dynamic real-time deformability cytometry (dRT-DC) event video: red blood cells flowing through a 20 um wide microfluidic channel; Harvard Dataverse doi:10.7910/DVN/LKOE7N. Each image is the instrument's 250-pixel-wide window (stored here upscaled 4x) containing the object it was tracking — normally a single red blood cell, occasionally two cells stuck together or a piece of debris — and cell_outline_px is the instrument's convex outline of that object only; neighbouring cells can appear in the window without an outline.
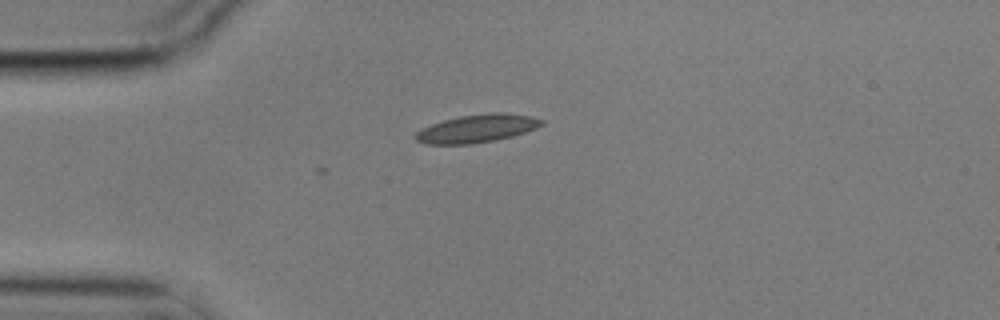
{"species": "common noctule bat (a hibernating species)", "species_latin": "Nyctalus noctula", "temperature_condition": "cold", "stored_images_in_passage": 3, "camera_frame_rate_fps": 3000, "um_per_image_px": 0.085, "animal": {"sex": "male", "body_mass_g": 17.9}, "frame": {"image": 1, "passage_image": 2, "time_ms": 0.333, "image_size_px": [1000, 320], "cell_outline_px": [[544, 124], [536, 128], [512, 136], [472, 144], [424, 144], [416, 140], [412, 136], [416, 132], [432, 124], [444, 120], [460, 116], [492, 112], [500, 112], [528, 116], [544, 120]], "centroid_in_image_um": [40.52, 10.93], "position_along_channel_um": 44.5, "area_um2": 20.35}}